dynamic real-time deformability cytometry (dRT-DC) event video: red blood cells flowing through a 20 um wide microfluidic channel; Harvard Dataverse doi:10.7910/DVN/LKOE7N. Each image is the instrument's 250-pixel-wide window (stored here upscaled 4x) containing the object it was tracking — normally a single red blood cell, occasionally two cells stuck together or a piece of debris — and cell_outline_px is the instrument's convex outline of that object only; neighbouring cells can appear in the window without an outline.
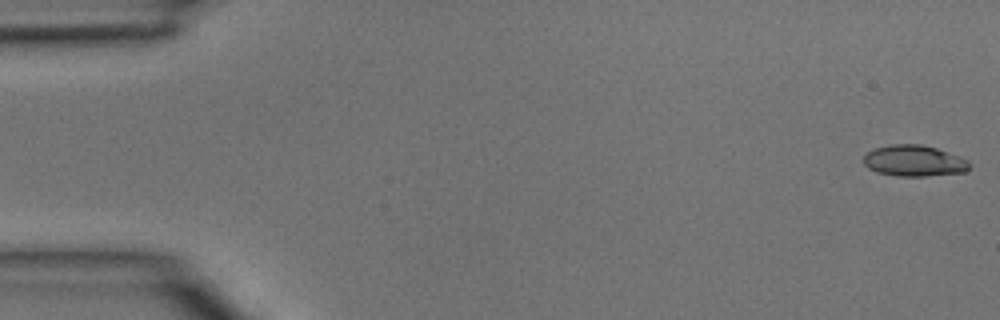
{"species": "common noctule bat (a hibernating species)", "species_latin": "Nyctalus noctula", "temperature_condition": "room temperature", "stored_images_in_passage": 5, "camera_frame_rate_fps": 3000, "um_per_image_px": 0.085, "animal": {"sex": "male", "body_mass_g": 15.6}, "frame": {"image": 1, "passage_image": 1, "time_ms": 0.0, "image_size_px": [1000, 320], "cell_outline_px": [[972, 164], [964, 172], [924, 176], [896, 176], [876, 172], [868, 168], [864, 164], [864, 156], [872, 148], [892, 144], [920, 144], [936, 148], [960, 156], [968, 160]], "centroid_in_image_um": [77.69, 13.66], "position_along_channel_um": 7.3, "area_um2": 19.31}}
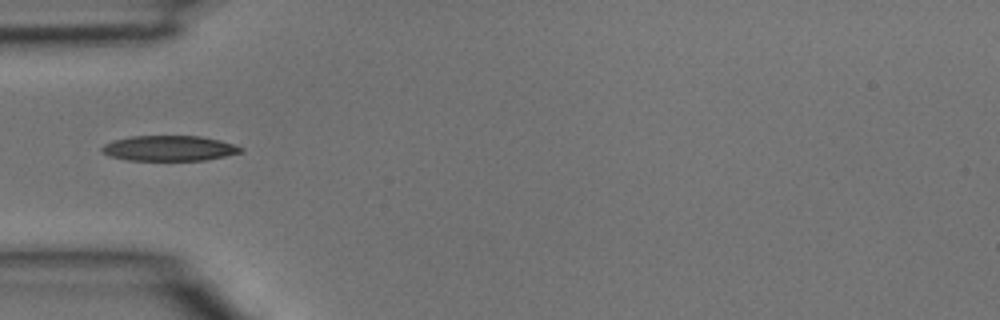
{"frame": {"image": 2, "passage_image": 4, "time_ms": 1.0, "image_size_px": [1000, 320], "cell_outline_px": [[244, 152], [204, 160], [128, 160], [108, 156], [100, 148], [104, 144], [112, 140], [132, 136], [200, 136], [220, 140], [244, 148]], "centroid_in_image_um": [14.37, 12.6], "position_along_channel_um": 70.6, "area_um2": 20.46}}